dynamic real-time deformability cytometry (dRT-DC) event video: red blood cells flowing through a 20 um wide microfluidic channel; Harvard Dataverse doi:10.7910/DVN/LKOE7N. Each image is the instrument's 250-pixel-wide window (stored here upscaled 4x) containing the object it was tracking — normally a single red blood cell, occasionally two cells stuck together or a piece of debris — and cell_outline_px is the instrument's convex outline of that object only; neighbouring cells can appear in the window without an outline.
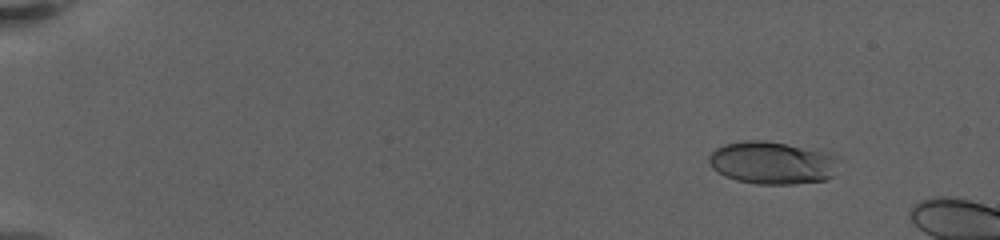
{"species": "human", "species_latin": "Homo sapiens", "temperature_condition": "warm", "stored_images_in_passage": 8, "camera_frame_rate_fps": 3000, "um_per_image_px": 0.085, "donor": {"sex": "female"}, "frame": {"image": 1, "passage_image": 3, "time_ms": 2.0, "image_size_px": [1000, 240], "cell_outline_px": [[836, 160], [832, 176], [824, 180], [792, 184], [756, 184], [736, 180], [724, 176], [712, 168], [708, 160], [708, 156], [716, 148], [724, 144], [744, 140], [764, 140], [832, 152], [836, 156]], "centroid_in_image_um": [65.6, 13.83], "position_along_channel_um": 19.4, "area_um2": 32.31}}